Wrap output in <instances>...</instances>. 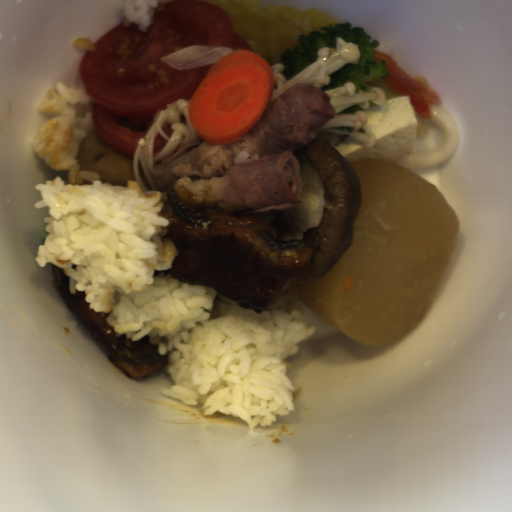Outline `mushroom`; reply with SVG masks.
<instances>
[{
	"mask_svg": "<svg viewBox=\"0 0 512 512\" xmlns=\"http://www.w3.org/2000/svg\"><path fill=\"white\" fill-rule=\"evenodd\" d=\"M302 193L290 210L254 215L271 224L283 241H304L312 252L309 273L297 282L319 281L331 273L354 239L362 207V186L344 154L316 137L298 151ZM239 217V218H247Z\"/></svg>",
	"mask_w": 512,
	"mask_h": 512,
	"instance_id": "1",
	"label": "mushroom"
}]
</instances>
